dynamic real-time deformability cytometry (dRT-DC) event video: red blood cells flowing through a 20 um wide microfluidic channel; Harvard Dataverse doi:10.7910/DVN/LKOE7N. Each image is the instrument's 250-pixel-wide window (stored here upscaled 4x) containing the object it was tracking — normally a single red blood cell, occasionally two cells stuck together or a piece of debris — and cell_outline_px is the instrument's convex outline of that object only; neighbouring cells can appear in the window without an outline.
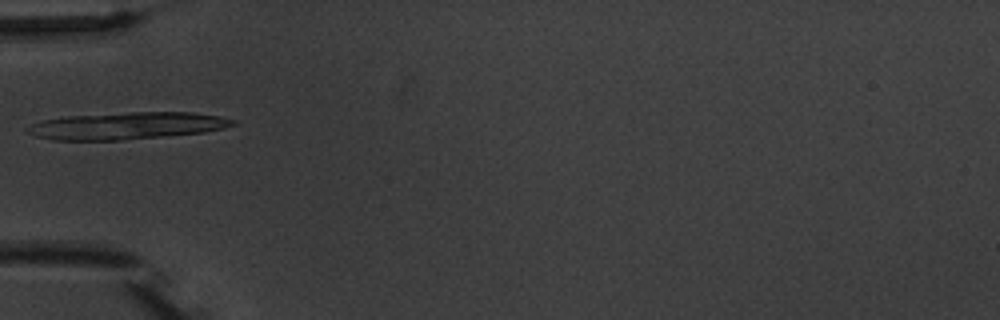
{"species": "common noctule bat (a hibernating species)", "species_latin": "Nyctalus noctula", "temperature_condition": "warm", "stored_images_in_passage": 2, "camera_frame_rate_fps": 3000, "um_per_image_px": 0.085, "animal": {"sex": "male", "body_mass_g": 20.1, "forearm_length_mm": 53.5}, "frame": {"image": 1, "passage_image": 2, "time_ms": 2.0, "image_size_px": [1000, 320], "cell_outline_px": [[236, 124], [224, 128], [204, 132], [120, 140], [52, 140], [36, 136], [24, 132], [24, 128], [40, 120], [68, 116], [132, 112], [192, 112], [220, 116], [236, 120]], "centroid_in_image_um": [10.75, 10.69], "position_along_channel_um": 74.3, "area_um2": 32.43}}